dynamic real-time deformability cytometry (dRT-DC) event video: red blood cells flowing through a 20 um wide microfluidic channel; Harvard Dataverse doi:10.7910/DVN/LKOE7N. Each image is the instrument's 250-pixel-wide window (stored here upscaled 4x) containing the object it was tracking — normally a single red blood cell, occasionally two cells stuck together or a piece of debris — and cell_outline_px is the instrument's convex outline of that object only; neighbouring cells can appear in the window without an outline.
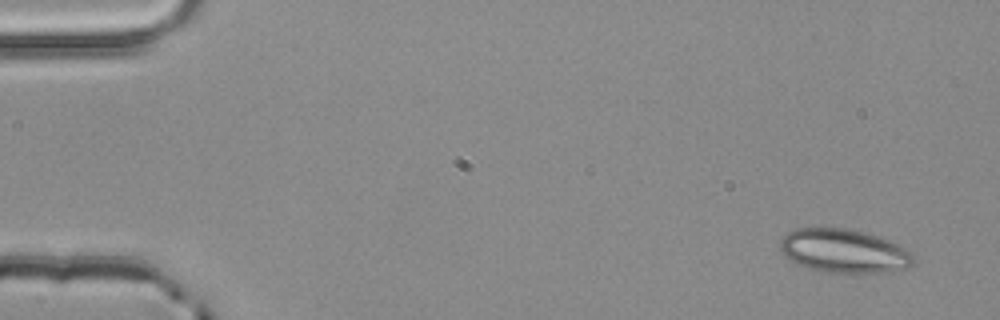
{"species": "common noctule bat (a hibernating species)", "species_latin": "Nyctalus noctula", "temperature_condition": "room temperature", "stored_images_in_passage": 4, "camera_frame_rate_fps": 3000, "um_per_image_px": 0.085, "animal": {"sex": "male", "body_mass_g": 20.4}, "frame": {"image": 1, "passage_image": 1, "time_ms": 0.0, "image_size_px": [1000, 320], "cell_outline_px": [[912, 264], [904, 268], [888, 272], [820, 272], [800, 264], [784, 256], [780, 248], [780, 240], [788, 232], [796, 228], [844, 228], [864, 232], [900, 244], [908, 248], [912, 252]], "centroid_in_image_um": [71.73, 21.32], "position_along_channel_um": 13.3, "area_um2": 33.7}}